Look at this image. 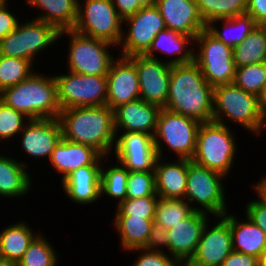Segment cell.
Instances as JSON below:
<instances>
[{
    "instance_id": "1",
    "label": "cell",
    "mask_w": 266,
    "mask_h": 266,
    "mask_svg": "<svg viewBox=\"0 0 266 266\" xmlns=\"http://www.w3.org/2000/svg\"><path fill=\"white\" fill-rule=\"evenodd\" d=\"M165 109L200 123L213 121V87L193 61L171 65Z\"/></svg>"
},
{
    "instance_id": "2",
    "label": "cell",
    "mask_w": 266,
    "mask_h": 266,
    "mask_svg": "<svg viewBox=\"0 0 266 266\" xmlns=\"http://www.w3.org/2000/svg\"><path fill=\"white\" fill-rule=\"evenodd\" d=\"M58 120L63 139L92 146L105 157L113 153L117 135L114 111L107 105L64 109Z\"/></svg>"
},
{
    "instance_id": "3",
    "label": "cell",
    "mask_w": 266,
    "mask_h": 266,
    "mask_svg": "<svg viewBox=\"0 0 266 266\" xmlns=\"http://www.w3.org/2000/svg\"><path fill=\"white\" fill-rule=\"evenodd\" d=\"M0 100L30 119L58 118L61 111L54 75L36 70L19 84L4 89Z\"/></svg>"
},
{
    "instance_id": "4",
    "label": "cell",
    "mask_w": 266,
    "mask_h": 266,
    "mask_svg": "<svg viewBox=\"0 0 266 266\" xmlns=\"http://www.w3.org/2000/svg\"><path fill=\"white\" fill-rule=\"evenodd\" d=\"M240 125L249 133L260 137L265 129L266 117L261 108L260 98L238 87L234 82L213 88V121H226Z\"/></svg>"
},
{
    "instance_id": "5",
    "label": "cell",
    "mask_w": 266,
    "mask_h": 266,
    "mask_svg": "<svg viewBox=\"0 0 266 266\" xmlns=\"http://www.w3.org/2000/svg\"><path fill=\"white\" fill-rule=\"evenodd\" d=\"M233 128L217 122L201 123L196 138V148L191 161L215 170L226 177L233 169L237 141Z\"/></svg>"
},
{
    "instance_id": "6",
    "label": "cell",
    "mask_w": 266,
    "mask_h": 266,
    "mask_svg": "<svg viewBox=\"0 0 266 266\" xmlns=\"http://www.w3.org/2000/svg\"><path fill=\"white\" fill-rule=\"evenodd\" d=\"M225 179V175L188 159L185 200L194 211L205 212L212 217L225 215L229 211L223 184Z\"/></svg>"
},
{
    "instance_id": "7",
    "label": "cell",
    "mask_w": 266,
    "mask_h": 266,
    "mask_svg": "<svg viewBox=\"0 0 266 266\" xmlns=\"http://www.w3.org/2000/svg\"><path fill=\"white\" fill-rule=\"evenodd\" d=\"M200 122L181 114L161 108L153 136L158 157L165 158L164 146L176 158L190 159L196 148L197 131Z\"/></svg>"
},
{
    "instance_id": "8",
    "label": "cell",
    "mask_w": 266,
    "mask_h": 266,
    "mask_svg": "<svg viewBox=\"0 0 266 266\" xmlns=\"http://www.w3.org/2000/svg\"><path fill=\"white\" fill-rule=\"evenodd\" d=\"M66 35L69 37V49L66 51H69L66 58L68 71L95 76H106L108 74L111 63L116 59L110 51L116 46L80 34L73 29L61 31L59 39H64Z\"/></svg>"
},
{
    "instance_id": "9",
    "label": "cell",
    "mask_w": 266,
    "mask_h": 266,
    "mask_svg": "<svg viewBox=\"0 0 266 266\" xmlns=\"http://www.w3.org/2000/svg\"><path fill=\"white\" fill-rule=\"evenodd\" d=\"M21 22L14 31L0 40V55L26 59L35 65L38 53L46 52V49L59 41L60 31L35 18Z\"/></svg>"
},
{
    "instance_id": "10",
    "label": "cell",
    "mask_w": 266,
    "mask_h": 266,
    "mask_svg": "<svg viewBox=\"0 0 266 266\" xmlns=\"http://www.w3.org/2000/svg\"><path fill=\"white\" fill-rule=\"evenodd\" d=\"M123 19L112 0H79L77 20L73 30L100 39L119 48L123 35Z\"/></svg>"
},
{
    "instance_id": "11",
    "label": "cell",
    "mask_w": 266,
    "mask_h": 266,
    "mask_svg": "<svg viewBox=\"0 0 266 266\" xmlns=\"http://www.w3.org/2000/svg\"><path fill=\"white\" fill-rule=\"evenodd\" d=\"M194 45L198 48L194 49V62L213 88L234 82L236 66L231 47L218 40L207 29L194 38Z\"/></svg>"
},
{
    "instance_id": "12",
    "label": "cell",
    "mask_w": 266,
    "mask_h": 266,
    "mask_svg": "<svg viewBox=\"0 0 266 266\" xmlns=\"http://www.w3.org/2000/svg\"><path fill=\"white\" fill-rule=\"evenodd\" d=\"M66 73L54 75L61 110L106 105V76L84 75L67 70Z\"/></svg>"
},
{
    "instance_id": "13",
    "label": "cell",
    "mask_w": 266,
    "mask_h": 266,
    "mask_svg": "<svg viewBox=\"0 0 266 266\" xmlns=\"http://www.w3.org/2000/svg\"><path fill=\"white\" fill-rule=\"evenodd\" d=\"M126 23V24H125ZM123 35L119 47V56L143 55L150 47L155 36L166 25L156 5L142 7L136 14L123 20Z\"/></svg>"
},
{
    "instance_id": "14",
    "label": "cell",
    "mask_w": 266,
    "mask_h": 266,
    "mask_svg": "<svg viewBox=\"0 0 266 266\" xmlns=\"http://www.w3.org/2000/svg\"><path fill=\"white\" fill-rule=\"evenodd\" d=\"M116 135L112 154L119 163L128 171L155 172L158 155L152 135L143 132H120Z\"/></svg>"
},
{
    "instance_id": "15",
    "label": "cell",
    "mask_w": 266,
    "mask_h": 266,
    "mask_svg": "<svg viewBox=\"0 0 266 266\" xmlns=\"http://www.w3.org/2000/svg\"><path fill=\"white\" fill-rule=\"evenodd\" d=\"M128 58L136 66L140 99L164 108L168 97L171 65L163 61V58L162 61L144 55H133Z\"/></svg>"
},
{
    "instance_id": "16",
    "label": "cell",
    "mask_w": 266,
    "mask_h": 266,
    "mask_svg": "<svg viewBox=\"0 0 266 266\" xmlns=\"http://www.w3.org/2000/svg\"><path fill=\"white\" fill-rule=\"evenodd\" d=\"M216 223L208 221L203 229L199 244L190 262L195 266H221L233 251L229 223L222 217H213ZM210 225V226H209Z\"/></svg>"
},
{
    "instance_id": "17",
    "label": "cell",
    "mask_w": 266,
    "mask_h": 266,
    "mask_svg": "<svg viewBox=\"0 0 266 266\" xmlns=\"http://www.w3.org/2000/svg\"><path fill=\"white\" fill-rule=\"evenodd\" d=\"M19 135L24 155L35 160H49L62 139V129L58 118L31 119Z\"/></svg>"
},
{
    "instance_id": "18",
    "label": "cell",
    "mask_w": 266,
    "mask_h": 266,
    "mask_svg": "<svg viewBox=\"0 0 266 266\" xmlns=\"http://www.w3.org/2000/svg\"><path fill=\"white\" fill-rule=\"evenodd\" d=\"M106 77V105L112 110L127 102L140 99L136 66L128 57L116 55Z\"/></svg>"
},
{
    "instance_id": "19",
    "label": "cell",
    "mask_w": 266,
    "mask_h": 266,
    "mask_svg": "<svg viewBox=\"0 0 266 266\" xmlns=\"http://www.w3.org/2000/svg\"><path fill=\"white\" fill-rule=\"evenodd\" d=\"M210 218L208 213L193 211L184 220L167 230L169 234L168 254L175 261L191 260L196 252L203 229Z\"/></svg>"
},
{
    "instance_id": "20",
    "label": "cell",
    "mask_w": 266,
    "mask_h": 266,
    "mask_svg": "<svg viewBox=\"0 0 266 266\" xmlns=\"http://www.w3.org/2000/svg\"><path fill=\"white\" fill-rule=\"evenodd\" d=\"M101 156L93 165L83 166L73 171L62 182L61 187L67 198L75 204L92 205L101 199Z\"/></svg>"
},
{
    "instance_id": "21",
    "label": "cell",
    "mask_w": 266,
    "mask_h": 266,
    "mask_svg": "<svg viewBox=\"0 0 266 266\" xmlns=\"http://www.w3.org/2000/svg\"><path fill=\"white\" fill-rule=\"evenodd\" d=\"M156 6L167 29L178 31L193 39L206 29L195 0H157Z\"/></svg>"
},
{
    "instance_id": "22",
    "label": "cell",
    "mask_w": 266,
    "mask_h": 266,
    "mask_svg": "<svg viewBox=\"0 0 266 266\" xmlns=\"http://www.w3.org/2000/svg\"><path fill=\"white\" fill-rule=\"evenodd\" d=\"M160 109L142 99L120 105L113 110L116 133L143 132L154 136Z\"/></svg>"
},
{
    "instance_id": "23",
    "label": "cell",
    "mask_w": 266,
    "mask_h": 266,
    "mask_svg": "<svg viewBox=\"0 0 266 266\" xmlns=\"http://www.w3.org/2000/svg\"><path fill=\"white\" fill-rule=\"evenodd\" d=\"M102 154L94 147L86 144H78L61 139L55 146L48 162L58 174H61L62 182L73 171L80 167L93 165Z\"/></svg>"
},
{
    "instance_id": "24",
    "label": "cell",
    "mask_w": 266,
    "mask_h": 266,
    "mask_svg": "<svg viewBox=\"0 0 266 266\" xmlns=\"http://www.w3.org/2000/svg\"><path fill=\"white\" fill-rule=\"evenodd\" d=\"M158 157L155 163L156 193L160 198L185 199L188 159ZM166 161V162H165Z\"/></svg>"
},
{
    "instance_id": "25",
    "label": "cell",
    "mask_w": 266,
    "mask_h": 266,
    "mask_svg": "<svg viewBox=\"0 0 266 266\" xmlns=\"http://www.w3.org/2000/svg\"><path fill=\"white\" fill-rule=\"evenodd\" d=\"M193 47L194 39L191 36L166 28L155 36L149 49L143 55L161 61V58L156 56L160 52L165 54L166 58L169 55V59L164 61L170 65L186 64L194 61L195 48ZM170 55L174 56L171 60Z\"/></svg>"
},
{
    "instance_id": "26",
    "label": "cell",
    "mask_w": 266,
    "mask_h": 266,
    "mask_svg": "<svg viewBox=\"0 0 266 266\" xmlns=\"http://www.w3.org/2000/svg\"><path fill=\"white\" fill-rule=\"evenodd\" d=\"M9 156L0 153V197L19 199L27 196L34 187L32 174L30 176L29 164L25 160Z\"/></svg>"
},
{
    "instance_id": "27",
    "label": "cell",
    "mask_w": 266,
    "mask_h": 266,
    "mask_svg": "<svg viewBox=\"0 0 266 266\" xmlns=\"http://www.w3.org/2000/svg\"><path fill=\"white\" fill-rule=\"evenodd\" d=\"M230 225L232 234V249L234 251L253 255L257 258L266 249V234L247 216L239 220L233 213L227 212L222 216Z\"/></svg>"
},
{
    "instance_id": "28",
    "label": "cell",
    "mask_w": 266,
    "mask_h": 266,
    "mask_svg": "<svg viewBox=\"0 0 266 266\" xmlns=\"http://www.w3.org/2000/svg\"><path fill=\"white\" fill-rule=\"evenodd\" d=\"M41 12L34 17L56 27L60 32L74 28L79 0H25Z\"/></svg>"
},
{
    "instance_id": "29",
    "label": "cell",
    "mask_w": 266,
    "mask_h": 266,
    "mask_svg": "<svg viewBox=\"0 0 266 266\" xmlns=\"http://www.w3.org/2000/svg\"><path fill=\"white\" fill-rule=\"evenodd\" d=\"M25 221L10 224L0 231V257L17 264L32 241L40 234Z\"/></svg>"
},
{
    "instance_id": "30",
    "label": "cell",
    "mask_w": 266,
    "mask_h": 266,
    "mask_svg": "<svg viewBox=\"0 0 266 266\" xmlns=\"http://www.w3.org/2000/svg\"><path fill=\"white\" fill-rule=\"evenodd\" d=\"M113 230L118 233L119 243L124 251L144 248L147 245L154 218L114 216Z\"/></svg>"
},
{
    "instance_id": "31",
    "label": "cell",
    "mask_w": 266,
    "mask_h": 266,
    "mask_svg": "<svg viewBox=\"0 0 266 266\" xmlns=\"http://www.w3.org/2000/svg\"><path fill=\"white\" fill-rule=\"evenodd\" d=\"M220 23L222 29L217 27ZM256 25L253 17L245 13L232 18L213 20L206 25V29L218 40L233 49L250 34Z\"/></svg>"
},
{
    "instance_id": "32",
    "label": "cell",
    "mask_w": 266,
    "mask_h": 266,
    "mask_svg": "<svg viewBox=\"0 0 266 266\" xmlns=\"http://www.w3.org/2000/svg\"><path fill=\"white\" fill-rule=\"evenodd\" d=\"M236 67L266 62V26L256 25L250 34L233 48Z\"/></svg>"
},
{
    "instance_id": "33",
    "label": "cell",
    "mask_w": 266,
    "mask_h": 266,
    "mask_svg": "<svg viewBox=\"0 0 266 266\" xmlns=\"http://www.w3.org/2000/svg\"><path fill=\"white\" fill-rule=\"evenodd\" d=\"M107 158V159H106ZM109 157L102 160L101 169V198L106 195L116 201V206L127 199V180L129 171L117 160L109 166L104 165L105 159L108 161ZM107 166V167H106ZM111 166V167H110Z\"/></svg>"
},
{
    "instance_id": "34",
    "label": "cell",
    "mask_w": 266,
    "mask_h": 266,
    "mask_svg": "<svg viewBox=\"0 0 266 266\" xmlns=\"http://www.w3.org/2000/svg\"><path fill=\"white\" fill-rule=\"evenodd\" d=\"M199 14L207 25L213 20L232 18L246 13L248 0H195Z\"/></svg>"
},
{
    "instance_id": "35",
    "label": "cell",
    "mask_w": 266,
    "mask_h": 266,
    "mask_svg": "<svg viewBox=\"0 0 266 266\" xmlns=\"http://www.w3.org/2000/svg\"><path fill=\"white\" fill-rule=\"evenodd\" d=\"M193 211L194 210L185 199L159 197L153 222L168 230L184 220Z\"/></svg>"
},
{
    "instance_id": "36",
    "label": "cell",
    "mask_w": 266,
    "mask_h": 266,
    "mask_svg": "<svg viewBox=\"0 0 266 266\" xmlns=\"http://www.w3.org/2000/svg\"><path fill=\"white\" fill-rule=\"evenodd\" d=\"M26 59L0 55V93L27 79L35 70Z\"/></svg>"
},
{
    "instance_id": "37",
    "label": "cell",
    "mask_w": 266,
    "mask_h": 266,
    "mask_svg": "<svg viewBox=\"0 0 266 266\" xmlns=\"http://www.w3.org/2000/svg\"><path fill=\"white\" fill-rule=\"evenodd\" d=\"M56 252L48 239L40 233L16 266H57L59 256Z\"/></svg>"
},
{
    "instance_id": "38",
    "label": "cell",
    "mask_w": 266,
    "mask_h": 266,
    "mask_svg": "<svg viewBox=\"0 0 266 266\" xmlns=\"http://www.w3.org/2000/svg\"><path fill=\"white\" fill-rule=\"evenodd\" d=\"M234 83L261 98L266 86V62L236 67Z\"/></svg>"
},
{
    "instance_id": "39",
    "label": "cell",
    "mask_w": 266,
    "mask_h": 266,
    "mask_svg": "<svg viewBox=\"0 0 266 266\" xmlns=\"http://www.w3.org/2000/svg\"><path fill=\"white\" fill-rule=\"evenodd\" d=\"M30 120L24 113L16 111L0 100V142L8 143L17 136L19 138L20 132Z\"/></svg>"
},
{
    "instance_id": "40",
    "label": "cell",
    "mask_w": 266,
    "mask_h": 266,
    "mask_svg": "<svg viewBox=\"0 0 266 266\" xmlns=\"http://www.w3.org/2000/svg\"><path fill=\"white\" fill-rule=\"evenodd\" d=\"M159 196L126 199L116 207L114 216L154 218Z\"/></svg>"
},
{
    "instance_id": "41",
    "label": "cell",
    "mask_w": 266,
    "mask_h": 266,
    "mask_svg": "<svg viewBox=\"0 0 266 266\" xmlns=\"http://www.w3.org/2000/svg\"><path fill=\"white\" fill-rule=\"evenodd\" d=\"M158 196L156 193L155 172L129 171L127 199Z\"/></svg>"
},
{
    "instance_id": "42",
    "label": "cell",
    "mask_w": 266,
    "mask_h": 266,
    "mask_svg": "<svg viewBox=\"0 0 266 266\" xmlns=\"http://www.w3.org/2000/svg\"><path fill=\"white\" fill-rule=\"evenodd\" d=\"M129 251L130 253L138 251L137 253L139 255L136 257L132 266H173L176 262L165 251L149 250L146 248H135Z\"/></svg>"
},
{
    "instance_id": "43",
    "label": "cell",
    "mask_w": 266,
    "mask_h": 266,
    "mask_svg": "<svg viewBox=\"0 0 266 266\" xmlns=\"http://www.w3.org/2000/svg\"><path fill=\"white\" fill-rule=\"evenodd\" d=\"M257 199L246 203L245 216L260 227L266 234V204L256 195Z\"/></svg>"
},
{
    "instance_id": "44",
    "label": "cell",
    "mask_w": 266,
    "mask_h": 266,
    "mask_svg": "<svg viewBox=\"0 0 266 266\" xmlns=\"http://www.w3.org/2000/svg\"><path fill=\"white\" fill-rule=\"evenodd\" d=\"M149 250L169 252V234L166 229L153 224L150 230L147 245L144 247Z\"/></svg>"
},
{
    "instance_id": "45",
    "label": "cell",
    "mask_w": 266,
    "mask_h": 266,
    "mask_svg": "<svg viewBox=\"0 0 266 266\" xmlns=\"http://www.w3.org/2000/svg\"><path fill=\"white\" fill-rule=\"evenodd\" d=\"M9 4V1L0 2V40L14 31L20 22L19 17L10 11Z\"/></svg>"
},
{
    "instance_id": "46",
    "label": "cell",
    "mask_w": 266,
    "mask_h": 266,
    "mask_svg": "<svg viewBox=\"0 0 266 266\" xmlns=\"http://www.w3.org/2000/svg\"><path fill=\"white\" fill-rule=\"evenodd\" d=\"M221 266H258V258L233 250Z\"/></svg>"
},
{
    "instance_id": "47",
    "label": "cell",
    "mask_w": 266,
    "mask_h": 266,
    "mask_svg": "<svg viewBox=\"0 0 266 266\" xmlns=\"http://www.w3.org/2000/svg\"><path fill=\"white\" fill-rule=\"evenodd\" d=\"M246 13L253 17L257 25L266 26V0H248Z\"/></svg>"
},
{
    "instance_id": "48",
    "label": "cell",
    "mask_w": 266,
    "mask_h": 266,
    "mask_svg": "<svg viewBox=\"0 0 266 266\" xmlns=\"http://www.w3.org/2000/svg\"><path fill=\"white\" fill-rule=\"evenodd\" d=\"M112 3L123 20L136 14L142 8L138 0H112Z\"/></svg>"
},
{
    "instance_id": "49",
    "label": "cell",
    "mask_w": 266,
    "mask_h": 266,
    "mask_svg": "<svg viewBox=\"0 0 266 266\" xmlns=\"http://www.w3.org/2000/svg\"><path fill=\"white\" fill-rule=\"evenodd\" d=\"M253 184V190H255V195H257L266 204V175H263L259 179L258 183Z\"/></svg>"
},
{
    "instance_id": "50",
    "label": "cell",
    "mask_w": 266,
    "mask_h": 266,
    "mask_svg": "<svg viewBox=\"0 0 266 266\" xmlns=\"http://www.w3.org/2000/svg\"><path fill=\"white\" fill-rule=\"evenodd\" d=\"M260 101H261L262 112H263L264 116L266 117V86H265L264 92L260 98Z\"/></svg>"
},
{
    "instance_id": "51",
    "label": "cell",
    "mask_w": 266,
    "mask_h": 266,
    "mask_svg": "<svg viewBox=\"0 0 266 266\" xmlns=\"http://www.w3.org/2000/svg\"><path fill=\"white\" fill-rule=\"evenodd\" d=\"M138 2L142 7H147L156 5L157 0H138Z\"/></svg>"
},
{
    "instance_id": "52",
    "label": "cell",
    "mask_w": 266,
    "mask_h": 266,
    "mask_svg": "<svg viewBox=\"0 0 266 266\" xmlns=\"http://www.w3.org/2000/svg\"><path fill=\"white\" fill-rule=\"evenodd\" d=\"M258 266H266V249L263 251L261 256L258 258Z\"/></svg>"
},
{
    "instance_id": "53",
    "label": "cell",
    "mask_w": 266,
    "mask_h": 266,
    "mask_svg": "<svg viewBox=\"0 0 266 266\" xmlns=\"http://www.w3.org/2000/svg\"><path fill=\"white\" fill-rule=\"evenodd\" d=\"M173 266H195L190 261H176Z\"/></svg>"
},
{
    "instance_id": "54",
    "label": "cell",
    "mask_w": 266,
    "mask_h": 266,
    "mask_svg": "<svg viewBox=\"0 0 266 266\" xmlns=\"http://www.w3.org/2000/svg\"><path fill=\"white\" fill-rule=\"evenodd\" d=\"M0 266H16V264L0 257Z\"/></svg>"
}]
</instances>
